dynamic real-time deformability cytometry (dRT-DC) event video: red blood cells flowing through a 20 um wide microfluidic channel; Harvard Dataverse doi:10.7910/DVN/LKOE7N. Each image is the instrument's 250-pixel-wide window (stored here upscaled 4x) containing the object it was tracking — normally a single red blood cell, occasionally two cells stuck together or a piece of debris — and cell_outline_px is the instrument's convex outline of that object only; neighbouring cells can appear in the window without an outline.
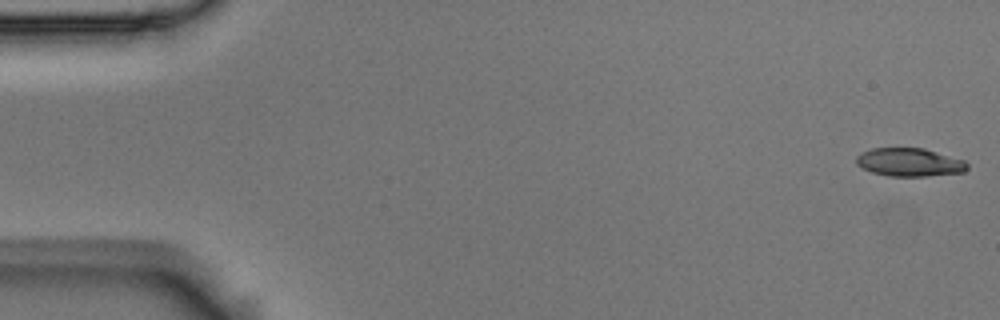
{"species": "Egyptian fruit bat (a non-hibernating species)", "species_latin": "Rousettus aegyptiacus", "temperature_condition": "room temperature", "stored_images_in_passage": 4, "camera_frame_rate_fps": 3000, "um_per_image_px": 0.085, "animal": {"sex": "male"}, "frame": {"image": 1, "passage_image": 1, "time_ms": 0.0, "image_size_px": [1000, 320], "cell_outline_px": [[968, 168], [964, 172], [924, 176], [888, 176], [872, 172], [856, 164], [856, 156], [860, 152], [872, 148], [924, 148], [964, 160], [968, 164]], "centroid_in_image_um": [77.29, 13.78], "position_along_channel_um": 7.7, "area_um2": 18.26}}
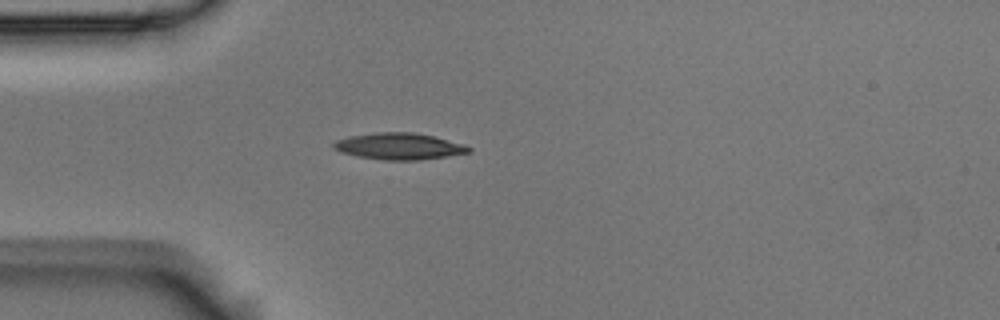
{"frame": {"image": 2, "passage_image": 4, "time_ms": 1.0, "image_size_px": [1000, 320], "cell_outline_px": [[472, 152], [420, 160], [384, 160], [356, 156], [340, 152], [332, 148], [332, 144], [336, 140], [348, 136], [376, 132], [412, 132], [432, 136], [464, 144], [472, 148]], "centroid_in_image_um": [33.89, 12.43], "position_along_channel_um": 51.1, "area_um2": 20.98}}